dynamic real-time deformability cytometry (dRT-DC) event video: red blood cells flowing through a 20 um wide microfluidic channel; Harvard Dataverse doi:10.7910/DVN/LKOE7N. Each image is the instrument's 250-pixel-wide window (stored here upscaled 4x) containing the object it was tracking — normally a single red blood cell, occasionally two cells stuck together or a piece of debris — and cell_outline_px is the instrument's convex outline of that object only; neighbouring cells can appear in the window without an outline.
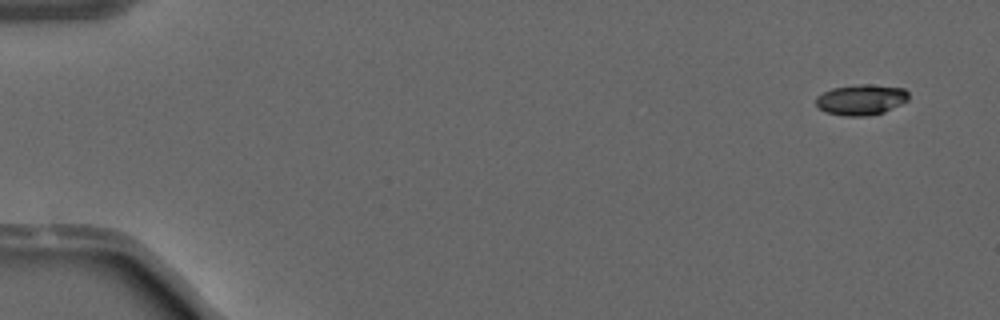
{"species": "common noctule bat (a hibernating species)", "species_latin": "Nyctalus noctula", "temperature_condition": "warm", "stored_images_in_passage": 49, "camera_frame_rate_fps": 3000, "um_per_image_px": 0.085, "animal": {"sex": "male", "forearm_length_mm": 52.5}, "frame": {"image": 1, "passage_image": 1, "time_ms": 0.0, "image_size_px": [1000, 320], "cell_outline_px": [[908, 100], [884, 112], [868, 116], [844, 116], [828, 112], [820, 108], [816, 104], [816, 96], [832, 88], [856, 84], [868, 84], [904, 88], [908, 92]], "centroid_in_image_um": [73.2, 8.47], "position_along_channel_um": 11.8, "area_um2": 16.47}}
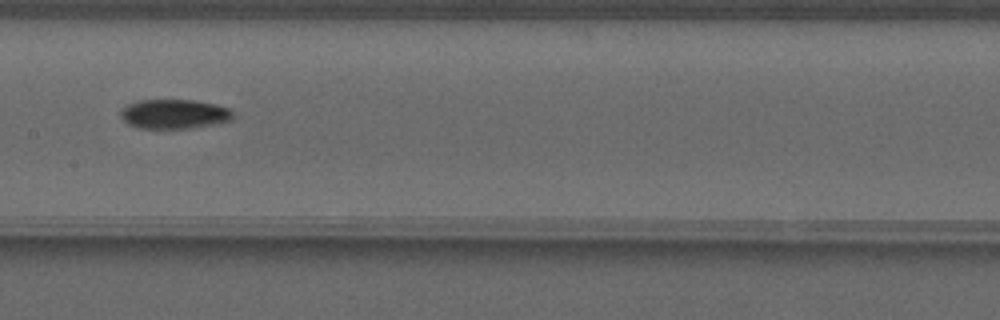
{"frame": {"image": 2, "passage_image": 25, "time_ms": 8.0, "image_size_px": [1000, 320], "cell_outline_px": [[232, 120], [216, 124], [188, 128], [140, 128], [128, 124], [120, 116], [120, 108], [136, 100], [196, 100], [216, 104], [228, 108], [232, 112]], "centroid_in_image_um": [14.78, 9.68], "position_along_channel_um": 192.6, "area_um2": 19.36}}
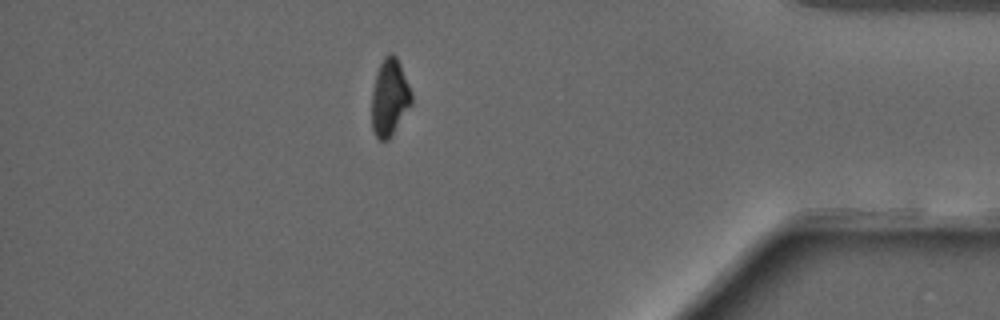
{"frame": {"image": 3, "passage_image": 43, "time_ms": 14.0, "image_size_px": [1000, 320], "cell_outline_px": [[412, 104], [388, 140], [380, 140], [376, 136], [372, 128], [372, 92], [376, 76], [380, 64], [384, 56], [388, 52], [392, 52], [396, 56], [400, 64], [412, 92]], "centroid_in_image_um": [33.12, 8.27], "position_along_channel_um": 402.1, "area_um2": 17.74}}